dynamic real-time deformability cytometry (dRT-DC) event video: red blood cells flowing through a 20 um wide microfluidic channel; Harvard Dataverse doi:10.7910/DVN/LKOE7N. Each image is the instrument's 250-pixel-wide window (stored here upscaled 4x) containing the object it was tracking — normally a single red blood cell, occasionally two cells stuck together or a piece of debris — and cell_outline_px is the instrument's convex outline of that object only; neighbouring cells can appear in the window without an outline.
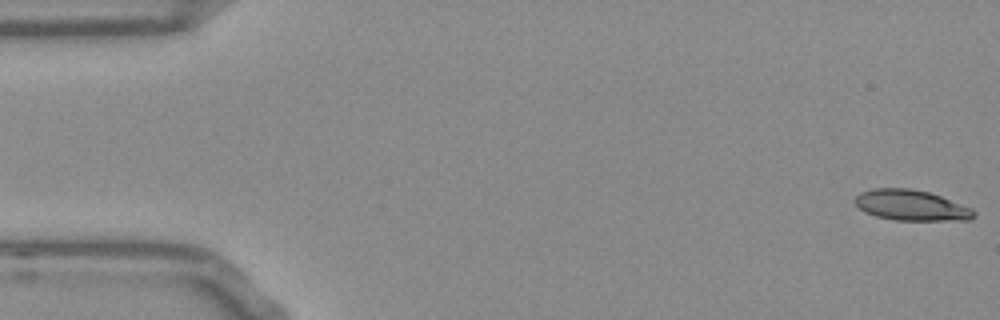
{"species": "Egyptian fruit bat (a non-hibernating species)", "species_latin": "Rousettus aegyptiacus", "temperature_condition": "room temperature", "stored_images_in_passage": 14, "camera_frame_rate_fps": 3000, "um_per_image_px": 0.085, "frame": {"image": 1, "passage_image": 1, "time_ms": 0.0, "image_size_px": [1000, 320], "cell_outline_px": [[976, 216], [968, 220], [896, 220], [876, 216], [864, 212], [856, 204], [856, 196], [860, 192], [872, 188], [912, 188], [928, 192], [940, 196], [972, 208], [976, 212]], "centroid_in_image_um": [77.46, 17.45], "position_along_channel_um": 7.5, "area_um2": 21.15}}
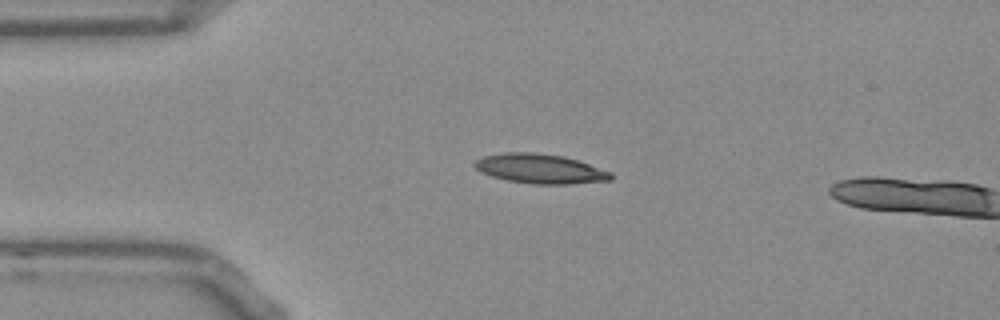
{"frame": {"image": 2, "passage_image": 12, "time_ms": 3.667, "image_size_px": [1000, 320], "cell_outline_px": [[612, 180], [572, 184], [536, 184], [508, 180], [492, 176], [476, 168], [472, 164], [476, 160], [484, 156], [504, 152], [532, 152], [564, 156], [612, 172]], "centroid_in_image_um": [45.93, 14.34], "position_along_channel_um": 39.1, "area_um2": 23.24}}